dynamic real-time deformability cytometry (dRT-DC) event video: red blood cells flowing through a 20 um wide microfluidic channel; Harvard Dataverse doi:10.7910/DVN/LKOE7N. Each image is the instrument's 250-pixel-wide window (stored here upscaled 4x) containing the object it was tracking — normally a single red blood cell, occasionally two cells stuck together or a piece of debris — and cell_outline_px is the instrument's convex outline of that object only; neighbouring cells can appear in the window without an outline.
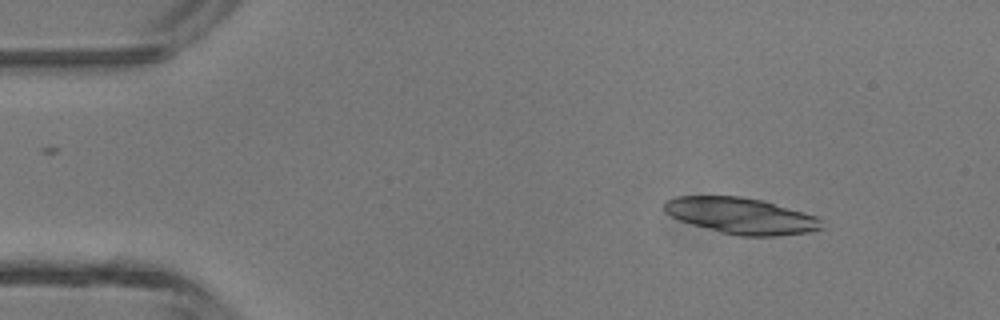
{"species": "common noctule bat (a hibernating species)", "species_latin": "Nyctalus noctula", "temperature_condition": "room temperature", "stored_images_in_passage": 3, "camera_frame_rate_fps": 3000, "um_per_image_px": 0.085, "animal": {"sex": "male", "body_mass_g": 13.3}, "frame": {"image": 1, "passage_image": 1, "time_ms": 0.0, "image_size_px": [1000, 320], "cell_outline_px": [[824, 228], [808, 232], [776, 236], [740, 236], [720, 232], [692, 224], [680, 220], [664, 212], [664, 200], [676, 196], [740, 196], [764, 200], [804, 212], [816, 216], [820, 220]], "centroid_in_image_um": [62.99, 18.33], "position_along_channel_um": 22.0, "area_um2": 33.23}}